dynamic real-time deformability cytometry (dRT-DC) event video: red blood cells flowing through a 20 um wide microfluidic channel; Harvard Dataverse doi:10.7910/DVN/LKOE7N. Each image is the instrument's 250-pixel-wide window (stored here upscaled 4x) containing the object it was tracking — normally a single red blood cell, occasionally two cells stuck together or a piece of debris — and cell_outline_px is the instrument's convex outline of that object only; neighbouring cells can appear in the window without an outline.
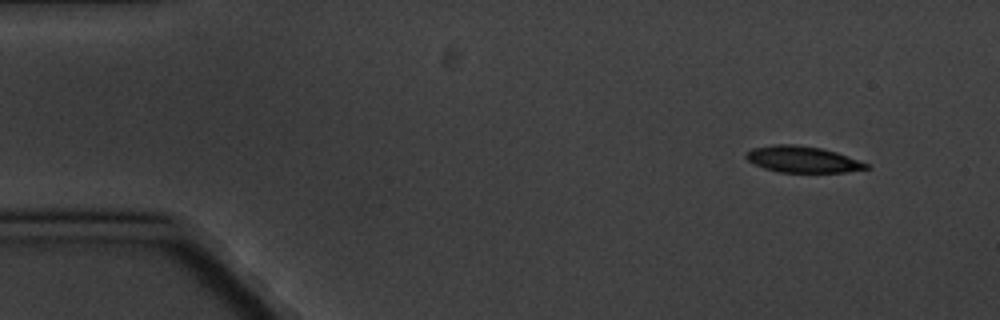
{"species": "common noctule bat (a hibernating species)", "species_latin": "Nyctalus noctula", "temperature_condition": "cold", "stored_images_in_passage": 5, "camera_frame_rate_fps": 3000, "um_per_image_px": 0.085, "animal": {"sex": "male", "body_mass_g": 20.1, "forearm_length_mm": 53.5}, "frame": {"image": 1, "passage_image": 1, "time_ms": 0.0, "image_size_px": [1000, 320], "cell_outline_px": [[868, 168], [844, 172], [780, 172], [764, 168], [748, 160], [744, 156], [752, 148], [772, 144], [796, 144], [820, 148], [836, 152], [868, 164]], "centroid_in_image_um": [68.17, 13.53], "position_along_channel_um": 16.8, "area_um2": 18.15}}
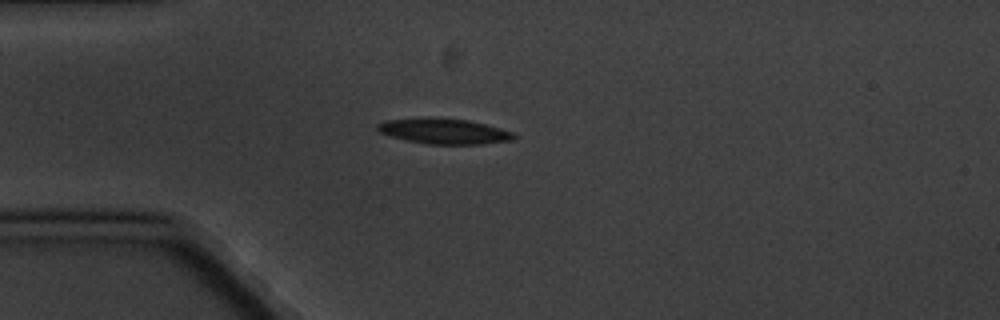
{"frame": {"image": 2, "passage_image": 4, "time_ms": 3.333, "image_size_px": [1000, 320], "cell_outline_px": [[516, 136], [512, 140], [484, 144], [428, 144], [408, 140], [392, 136], [380, 132], [376, 128], [376, 124], [384, 120], [428, 116], [432, 116], [468, 120], [516, 132]], "centroid_in_image_um": [37.74, 11.13], "position_along_channel_um": 47.3, "area_um2": 20.52}}
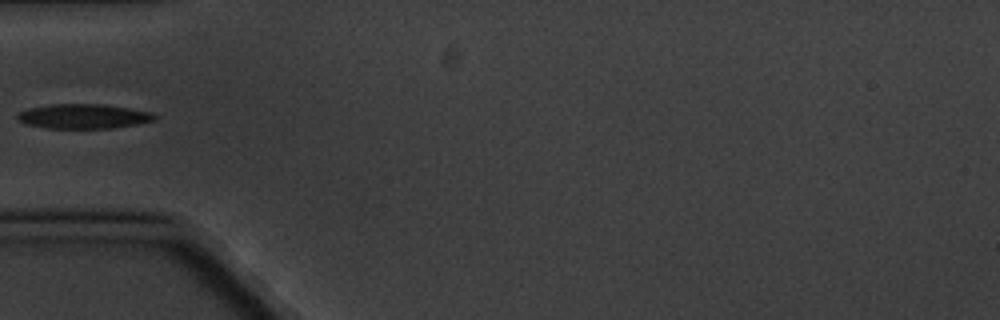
{"frame": {"image": 3, "passage_image": 5, "time_ms": 4.667, "image_size_px": [1000, 320], "cell_outline_px": [[156, 120], [136, 124], [112, 128], [48, 128], [24, 124], [16, 120], [16, 116], [20, 112], [28, 108], [52, 104], [104, 104], [152, 112], [156, 116]], "centroid_in_image_um": [7.07, 9.88], "position_along_channel_um": 77.9, "area_um2": 19.71}}